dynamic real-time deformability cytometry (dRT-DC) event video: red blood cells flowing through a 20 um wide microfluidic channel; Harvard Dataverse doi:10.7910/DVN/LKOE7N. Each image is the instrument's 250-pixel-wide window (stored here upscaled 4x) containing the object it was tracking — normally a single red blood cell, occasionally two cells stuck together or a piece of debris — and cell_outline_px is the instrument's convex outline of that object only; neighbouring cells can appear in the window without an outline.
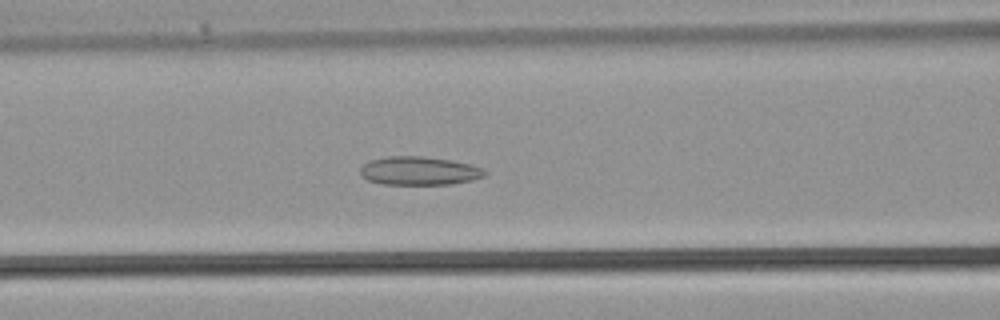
{"species": "common noctule bat (a hibernating species)", "species_latin": "Nyctalus noctula", "temperature_condition": "warm", "stored_images_in_passage": 31, "camera_frame_rate_fps": 3000, "um_per_image_px": 0.085, "animal": {"sex": "male", "body_mass_g": 21.5, "forearm_length_mm": 52.0}, "frame": {"image": 1, "passage_image": 9, "time_ms": 2.667, "image_size_px": [1000, 320], "cell_outline_px": [[488, 176], [472, 180], [452, 184], [384, 184], [368, 180], [360, 176], [360, 168], [368, 160], [388, 156], [420, 156], [452, 160], [472, 164], [484, 168], [488, 172]], "centroid_in_image_um": [35.67, 14.52], "position_along_channel_um": 130.9, "area_um2": 20.98}}
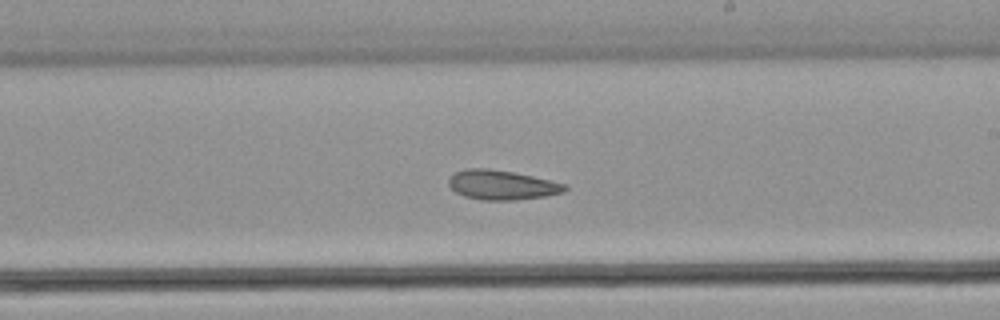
{"frame": {"image": 2, "passage_image": 15, "time_ms": 4.667, "image_size_px": [1000, 320], "cell_outline_px": [[568, 188], [564, 192], [544, 196], [516, 200], [480, 200], [464, 196], [456, 192], [448, 184], [448, 180], [456, 172], [468, 168], [488, 168], [512, 172], [532, 176], [568, 184]], "centroid_in_image_um": [42.68, 15.72], "position_along_channel_um": 246.3, "area_um2": 19.94}}
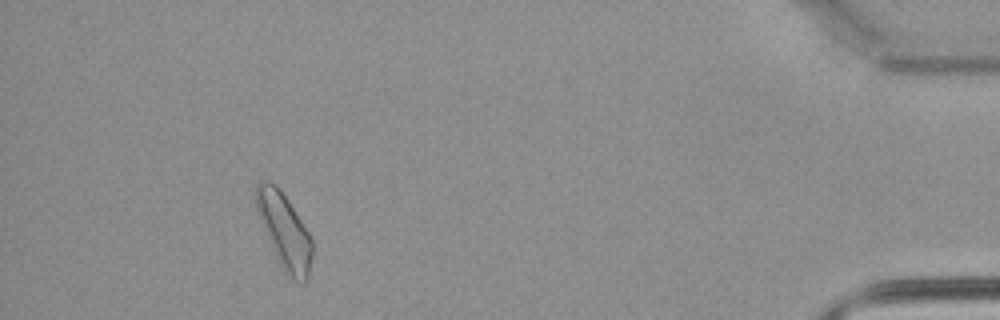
{"frame": {"image": 3, "passage_image": 27, "time_ms": 8.667, "image_size_px": [1000, 320], "cell_outline_px": [[312, 256], [308, 276], [304, 284], [292, 280], [284, 272], [280, 264], [260, 216], [256, 204], [256, 184], [264, 180], [268, 180], [288, 200], [308, 232], [312, 240]], "centroid_in_image_um": [24.22, 19.7], "position_along_channel_um": 411.0, "area_um2": 23.47}}